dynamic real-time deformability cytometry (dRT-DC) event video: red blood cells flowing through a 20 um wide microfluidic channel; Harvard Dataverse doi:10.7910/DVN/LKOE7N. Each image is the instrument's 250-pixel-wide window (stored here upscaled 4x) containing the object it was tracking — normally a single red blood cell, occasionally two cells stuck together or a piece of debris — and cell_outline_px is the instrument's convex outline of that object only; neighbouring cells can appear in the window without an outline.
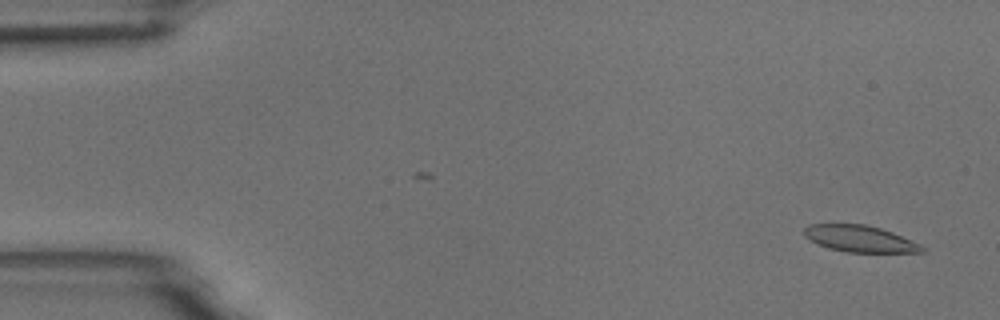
{"species": "common noctule bat (a hibernating species)", "species_latin": "Nyctalus noctula", "temperature_condition": "room temperature", "stored_images_in_passage": 55, "camera_frame_rate_fps": 3000, "um_per_image_px": 0.085, "animal": {"sex": "male", "body_mass_g": 18.8}, "frame": {"image": 1, "passage_image": 3, "time_ms": 0.667, "image_size_px": [1000, 320], "cell_outline_px": [[928, 248], [924, 252], [848, 252], [828, 248], [804, 236], [804, 228], [808, 224], [864, 224], [880, 228], [892, 232], [920, 244]], "centroid_in_image_um": [73.11, 20.29], "position_along_channel_um": 11.9, "area_um2": 18.09}}
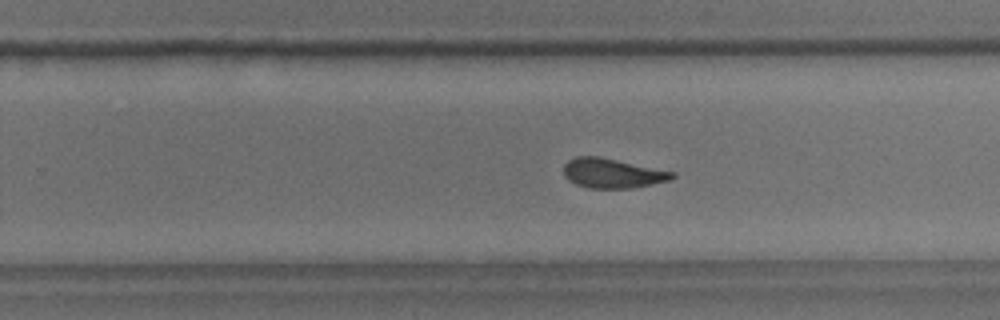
{"frame": {"image": 2, "passage_image": 35, "time_ms": 11.333, "image_size_px": [1000, 320], "cell_outline_px": [[676, 176], [668, 180], [652, 184], [632, 188], [588, 188], [576, 184], [568, 180], [564, 176], [564, 164], [568, 160], [576, 156], [600, 156], [676, 172]], "centroid_in_image_um": [52.04, 14.72], "position_along_channel_um": 277.8, "area_um2": 18.84}}
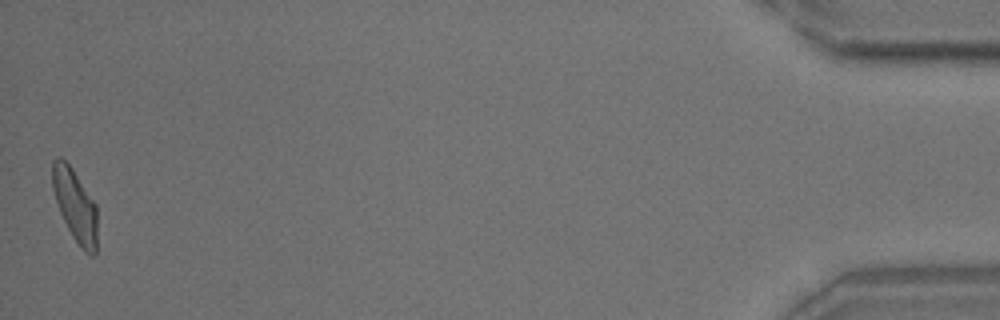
{"frame": {"image": 3, "passage_image": 55, "time_ms": 18.0, "image_size_px": [1000, 320], "cell_outline_px": [[96, 252], [92, 256], [84, 252], [80, 248], [72, 236], [60, 212], [52, 188], [52, 160], [56, 156], [60, 156], [72, 168], [96, 204]], "centroid_in_image_um": [6.37, 17.45], "position_along_channel_um": 428.8, "area_um2": 18.84}, "authors_computed_cell_mechanics": {"area_um2": 19.1896, "velocity_mm_per_s": 3.6591, "shape_relaxation_time_tau1_ms": 7.6126, "shape_relaxation_time_tau2_ms": 1.7303, "deformation_change_tau1": 0.1955, "deformation_change_tau2": 0.0856}}